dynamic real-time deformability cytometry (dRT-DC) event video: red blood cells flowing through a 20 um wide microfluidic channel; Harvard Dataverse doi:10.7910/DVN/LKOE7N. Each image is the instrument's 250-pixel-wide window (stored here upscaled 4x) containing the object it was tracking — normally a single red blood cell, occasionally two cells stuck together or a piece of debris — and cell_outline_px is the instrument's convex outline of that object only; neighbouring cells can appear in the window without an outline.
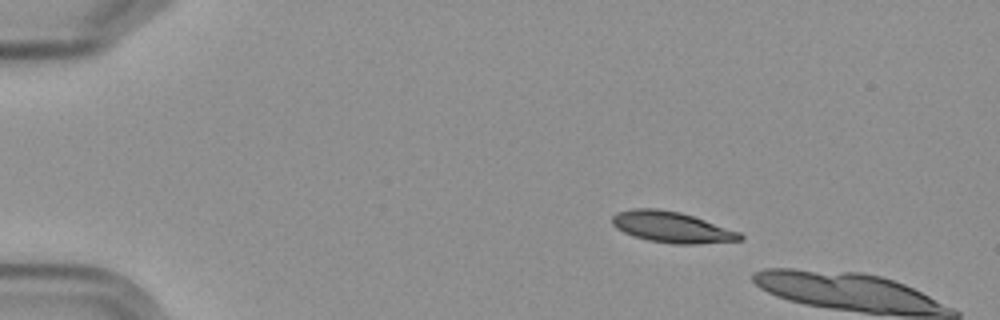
{"species": "Egyptian fruit bat (a non-hibernating species)", "species_latin": "Rousettus aegyptiacus", "temperature_condition": "cold", "stored_images_in_passage": 2, "camera_frame_rate_fps": 3000, "um_per_image_px": 0.085, "frame": {"image": 1, "passage_image": 1, "time_ms": 0.0, "image_size_px": [1000, 320], "cell_outline_px": [[744, 236], [740, 240], [692, 244], [676, 244], [648, 240], [632, 236], [616, 228], [612, 224], [612, 216], [616, 212], [632, 208], [656, 208], [680, 212], [740, 232]], "centroid_in_image_um": [57.04, 19.3], "position_along_channel_um": 28.0, "area_um2": 22.89}}